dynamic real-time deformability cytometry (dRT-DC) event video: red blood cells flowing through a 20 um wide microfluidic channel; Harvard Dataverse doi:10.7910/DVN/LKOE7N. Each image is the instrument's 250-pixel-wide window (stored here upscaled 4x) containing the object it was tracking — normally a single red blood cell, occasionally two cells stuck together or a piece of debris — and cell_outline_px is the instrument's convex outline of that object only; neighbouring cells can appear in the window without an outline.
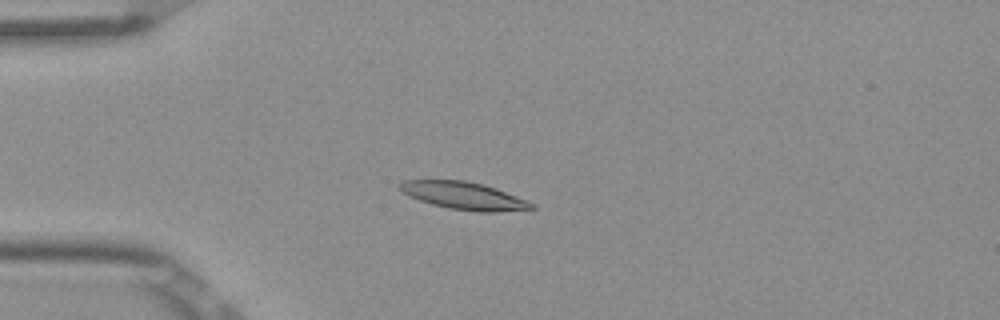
{"species": "Egyptian fruit bat (a non-hibernating species)", "species_latin": "Rousettus aegyptiacus", "temperature_condition": "room temperature", "stored_images_in_passage": 54, "camera_frame_rate_fps": 3000, "um_per_image_px": 0.085, "frame": {"image": 1, "passage_image": 15, "time_ms": 4.667, "image_size_px": [1000, 320], "cell_outline_px": [[536, 208], [496, 212], [480, 212], [448, 208], [432, 204], [420, 200], [404, 192], [396, 184], [404, 180], [464, 180], [484, 184], [496, 188], [528, 200], [536, 204]], "centroid_in_image_um": [39.48, 16.63], "position_along_channel_um": 45.5, "area_um2": 21.1}}
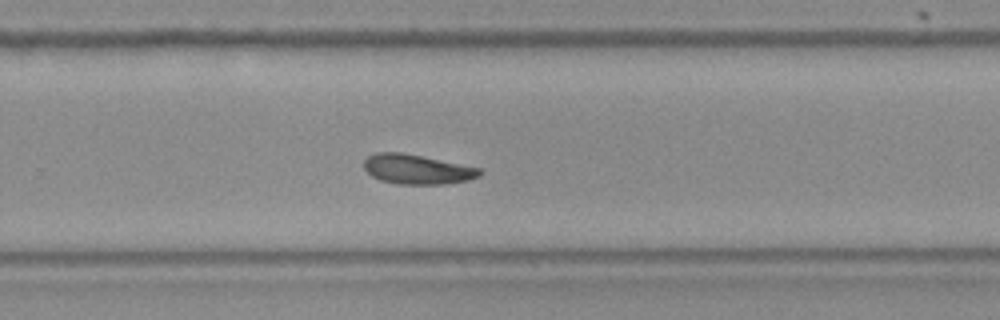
{"frame": {"image": 2, "passage_image": 36, "time_ms": 11.667, "image_size_px": [1000, 320], "cell_outline_px": [[484, 172], [480, 176], [468, 180], [444, 184], [400, 184], [380, 180], [372, 176], [364, 168], [364, 160], [368, 156], [376, 152], [400, 152], [480, 168]], "centroid_in_image_um": [35.45, 14.39], "position_along_channel_um": 294.4, "area_um2": 19.83}}
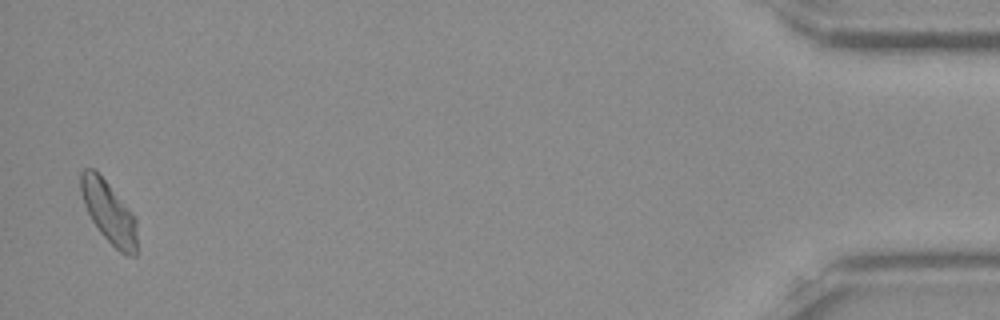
{"frame": {"image": 3, "passage_image": 53, "time_ms": 17.333, "image_size_px": [1000, 320], "cell_outline_px": [[136, 256], [128, 256], [120, 252], [100, 232], [92, 220], [84, 204], [80, 192], [80, 172], [84, 168], [92, 168], [108, 184], [132, 212], [136, 220]], "centroid_in_image_um": [9.24, 18.03], "position_along_channel_um": 426.0, "area_um2": 19.94}, "authors_computed_cell_mechanics": {"area_um2": 19.9988, "velocity_mm_per_s": 3.8418, "shape_relaxation_time_tau1_ms": 10.0773, "shape_relaxation_time_tau2_ms": null, "deformation_change_tau1": 0.2062, "deformation_change_tau2": null}}